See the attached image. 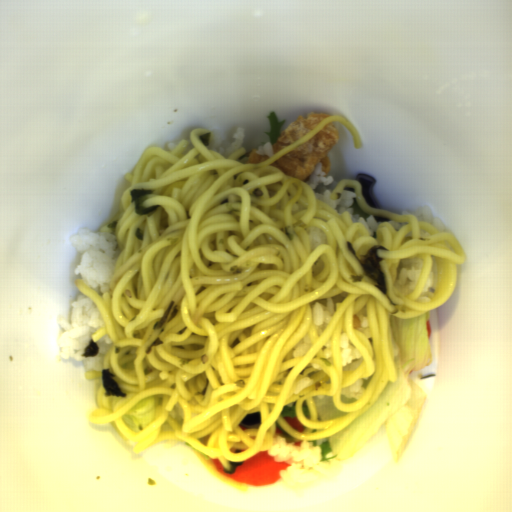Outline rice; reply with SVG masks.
Here are the masks:
<instances>
[{"mask_svg": "<svg viewBox=\"0 0 512 512\" xmlns=\"http://www.w3.org/2000/svg\"><path fill=\"white\" fill-rule=\"evenodd\" d=\"M310 234V247L311 252L315 250L320 245H328V236L326 232L318 226H311L309 228Z\"/></svg>", "mask_w": 512, "mask_h": 512, "instance_id": "obj_12", "label": "rice"}, {"mask_svg": "<svg viewBox=\"0 0 512 512\" xmlns=\"http://www.w3.org/2000/svg\"><path fill=\"white\" fill-rule=\"evenodd\" d=\"M273 147L274 144H272V141H268L265 144L261 145L260 147L256 148V152L259 155L268 156L269 158H271L274 157Z\"/></svg>", "mask_w": 512, "mask_h": 512, "instance_id": "obj_15", "label": "rice"}, {"mask_svg": "<svg viewBox=\"0 0 512 512\" xmlns=\"http://www.w3.org/2000/svg\"><path fill=\"white\" fill-rule=\"evenodd\" d=\"M373 374L363 377V378H359L356 382H354L348 386L342 387L340 392L343 395L352 397L355 401H358L360 399V397L363 395V393L366 391V389L368 388Z\"/></svg>", "mask_w": 512, "mask_h": 512, "instance_id": "obj_11", "label": "rice"}, {"mask_svg": "<svg viewBox=\"0 0 512 512\" xmlns=\"http://www.w3.org/2000/svg\"><path fill=\"white\" fill-rule=\"evenodd\" d=\"M415 215L419 221H424L429 225L433 226L440 234L445 233V226L443 222L434 215L430 205H424L416 209L415 211L407 210L399 216Z\"/></svg>", "mask_w": 512, "mask_h": 512, "instance_id": "obj_9", "label": "rice"}, {"mask_svg": "<svg viewBox=\"0 0 512 512\" xmlns=\"http://www.w3.org/2000/svg\"><path fill=\"white\" fill-rule=\"evenodd\" d=\"M340 351L343 372L358 368L363 361L362 353L351 344L344 327L340 333Z\"/></svg>", "mask_w": 512, "mask_h": 512, "instance_id": "obj_8", "label": "rice"}, {"mask_svg": "<svg viewBox=\"0 0 512 512\" xmlns=\"http://www.w3.org/2000/svg\"><path fill=\"white\" fill-rule=\"evenodd\" d=\"M333 176L324 174L321 162H318L307 181V185L314 192L315 197L334 208L338 214L350 212V219L354 223H360L365 231L376 239L377 228L381 225L370 214L361 210L354 187L345 186L336 199H331Z\"/></svg>", "mask_w": 512, "mask_h": 512, "instance_id": "obj_4", "label": "rice"}, {"mask_svg": "<svg viewBox=\"0 0 512 512\" xmlns=\"http://www.w3.org/2000/svg\"><path fill=\"white\" fill-rule=\"evenodd\" d=\"M211 133V139L210 143L207 145V150H215L224 157H229L239 149H241L244 145V137L245 133L242 128H238L233 133V142L228 143L225 141L222 133L215 129L213 131H210Z\"/></svg>", "mask_w": 512, "mask_h": 512, "instance_id": "obj_7", "label": "rice"}, {"mask_svg": "<svg viewBox=\"0 0 512 512\" xmlns=\"http://www.w3.org/2000/svg\"><path fill=\"white\" fill-rule=\"evenodd\" d=\"M312 342L307 335H305L294 347H293V350H292V356L293 358H298V357H301V356H304L308 350L311 348L312 346Z\"/></svg>", "mask_w": 512, "mask_h": 512, "instance_id": "obj_13", "label": "rice"}, {"mask_svg": "<svg viewBox=\"0 0 512 512\" xmlns=\"http://www.w3.org/2000/svg\"><path fill=\"white\" fill-rule=\"evenodd\" d=\"M437 284H438V264L435 261L434 257L432 256V264H431V270L430 274L428 276L427 282L420 293L419 297L415 300L416 302H429L436 290H437Z\"/></svg>", "mask_w": 512, "mask_h": 512, "instance_id": "obj_10", "label": "rice"}, {"mask_svg": "<svg viewBox=\"0 0 512 512\" xmlns=\"http://www.w3.org/2000/svg\"><path fill=\"white\" fill-rule=\"evenodd\" d=\"M69 242L80 254L74 274L101 297L110 289L121 251L114 235L82 227L69 237Z\"/></svg>", "mask_w": 512, "mask_h": 512, "instance_id": "obj_3", "label": "rice"}, {"mask_svg": "<svg viewBox=\"0 0 512 512\" xmlns=\"http://www.w3.org/2000/svg\"><path fill=\"white\" fill-rule=\"evenodd\" d=\"M409 222V221H408ZM408 222H396L388 218V222L392 227H394L397 231L402 229Z\"/></svg>", "mask_w": 512, "mask_h": 512, "instance_id": "obj_16", "label": "rice"}, {"mask_svg": "<svg viewBox=\"0 0 512 512\" xmlns=\"http://www.w3.org/2000/svg\"><path fill=\"white\" fill-rule=\"evenodd\" d=\"M268 456L277 462H287L288 468L280 471V481L295 494L301 490L321 486L334 479L343 461H320L321 449L310 441H300L276 423Z\"/></svg>", "mask_w": 512, "mask_h": 512, "instance_id": "obj_1", "label": "rice"}, {"mask_svg": "<svg viewBox=\"0 0 512 512\" xmlns=\"http://www.w3.org/2000/svg\"><path fill=\"white\" fill-rule=\"evenodd\" d=\"M354 329H366L370 327L368 321L367 310L365 306L359 310L354 316H352Z\"/></svg>", "mask_w": 512, "mask_h": 512, "instance_id": "obj_14", "label": "rice"}, {"mask_svg": "<svg viewBox=\"0 0 512 512\" xmlns=\"http://www.w3.org/2000/svg\"><path fill=\"white\" fill-rule=\"evenodd\" d=\"M424 266V258L410 257L402 259L395 273L393 285L403 294L414 292Z\"/></svg>", "mask_w": 512, "mask_h": 512, "instance_id": "obj_5", "label": "rice"}, {"mask_svg": "<svg viewBox=\"0 0 512 512\" xmlns=\"http://www.w3.org/2000/svg\"><path fill=\"white\" fill-rule=\"evenodd\" d=\"M69 305L70 321L67 322L64 317L58 319V325L62 330L56 339L58 352L62 359H76L83 363L86 372H102L106 352L113 343L107 334L95 342L99 347L96 357H83L82 354L92 340V335L106 326L103 314L97 304L81 291L78 293V298L71 301Z\"/></svg>", "mask_w": 512, "mask_h": 512, "instance_id": "obj_2", "label": "rice"}, {"mask_svg": "<svg viewBox=\"0 0 512 512\" xmlns=\"http://www.w3.org/2000/svg\"><path fill=\"white\" fill-rule=\"evenodd\" d=\"M351 293L341 292L334 296L311 302L313 322L317 335H321L337 310V305L342 303Z\"/></svg>", "mask_w": 512, "mask_h": 512, "instance_id": "obj_6", "label": "rice"}]
</instances>
